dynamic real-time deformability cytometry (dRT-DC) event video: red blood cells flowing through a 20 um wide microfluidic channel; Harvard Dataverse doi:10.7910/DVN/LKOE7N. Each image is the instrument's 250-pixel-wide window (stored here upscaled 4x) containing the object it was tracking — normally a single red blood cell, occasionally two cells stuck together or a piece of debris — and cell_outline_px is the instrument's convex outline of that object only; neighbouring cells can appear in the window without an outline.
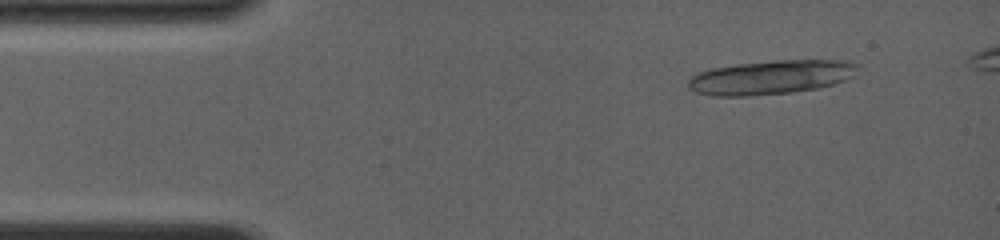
{"species": "common noctule bat (a hibernating species)", "species_latin": "Nyctalus noctula", "temperature_condition": "room temperature", "stored_images_in_passage": 4, "camera_frame_rate_fps": 4000, "um_per_image_px": 0.085, "animal": {"sex": "female", "body_mass_g": 19.0, "forearm_length_mm": 56.7}, "frame": {"image": 1, "passage_image": 4, "time_ms": 1.25, "image_size_px": [1000, 240], "cell_outline_px": [[860, 64], [852, 76], [844, 80], [820, 88], [792, 92], [748, 96], [712, 96], [696, 92], [688, 88], [688, 80], [692, 76], [700, 72], [712, 68], [736, 64], [776, 60], [852, 60]], "centroid_in_image_um": [65.54, 6.56], "position_along_channel_um": 19.5, "area_um2": 33.76}}